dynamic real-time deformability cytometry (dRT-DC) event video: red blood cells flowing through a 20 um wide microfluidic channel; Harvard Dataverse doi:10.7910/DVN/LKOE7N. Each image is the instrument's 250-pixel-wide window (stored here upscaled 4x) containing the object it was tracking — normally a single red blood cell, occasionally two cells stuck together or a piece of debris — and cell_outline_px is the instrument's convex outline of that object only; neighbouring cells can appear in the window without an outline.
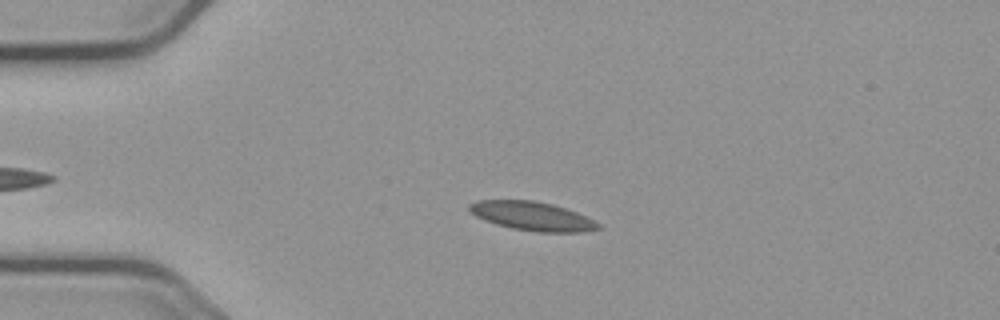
{"species": "common noctule bat (a hibernating species)", "species_latin": "Nyctalus noctula", "temperature_condition": "cold", "stored_images_in_passage": 39, "camera_frame_rate_fps": 3000, "um_per_image_px": 0.085, "animal": {"sex": "male", "body_mass_g": 23.1, "forearm_length_mm": 52.7}, "frame": {"image": 1, "passage_image": 2, "time_ms": 0.333, "image_size_px": [1000, 320], "cell_outline_px": [[600, 228], [580, 232], [536, 232], [512, 228], [496, 224], [484, 220], [468, 212], [468, 204], [476, 200], [536, 200], [552, 204], [576, 212], [600, 224]], "centroid_in_image_um": [45.17, 18.36], "position_along_channel_um": 39.8, "area_um2": 21.62}}
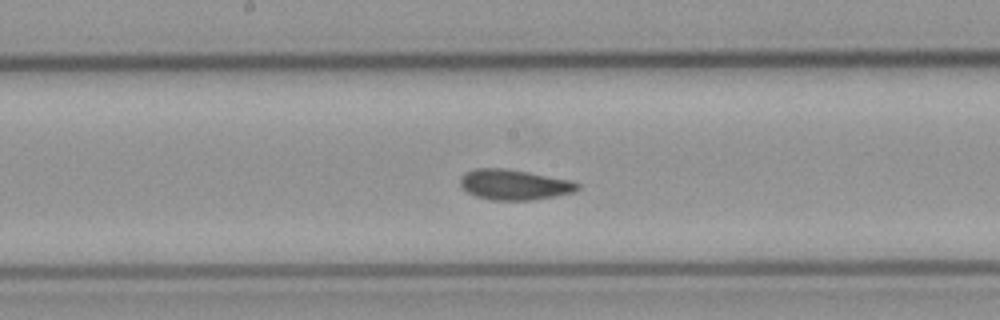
{"frame": {"image": 2, "passage_image": 18, "time_ms": 5.667, "image_size_px": [1000, 320], "cell_outline_px": [[580, 188], [576, 192], [532, 200], [492, 200], [476, 196], [468, 192], [460, 184], [460, 176], [464, 172], [476, 168], [508, 168], [568, 180], [580, 184]], "centroid_in_image_um": [43.69, 15.69], "position_along_channel_um": 204.5, "area_um2": 20.75}}
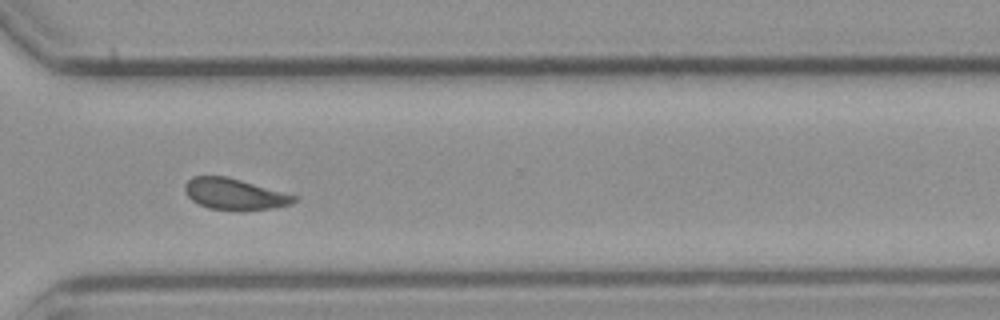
{"frame": {"image": 3, "passage_image": 30, "time_ms": 9.667, "image_size_px": [1000, 320], "cell_outline_px": [[296, 200], [292, 204], [272, 208], [208, 208], [192, 200], [184, 192], [184, 184], [192, 176], [228, 176], [296, 196]], "centroid_in_image_um": [19.88, 16.45], "position_along_channel_um": 350.7, "area_um2": 19.13}, "authors_computed_cell_mechanics": {"area_um2": 20.3456, "velocity_mm_per_s": 3.6661, "shape_relaxation_time_tau1_ms": null, "shape_relaxation_time_tau2_ms": 2.2544, "deformation_change_tau1": null, "deformation_change_tau2": 0.0431}}